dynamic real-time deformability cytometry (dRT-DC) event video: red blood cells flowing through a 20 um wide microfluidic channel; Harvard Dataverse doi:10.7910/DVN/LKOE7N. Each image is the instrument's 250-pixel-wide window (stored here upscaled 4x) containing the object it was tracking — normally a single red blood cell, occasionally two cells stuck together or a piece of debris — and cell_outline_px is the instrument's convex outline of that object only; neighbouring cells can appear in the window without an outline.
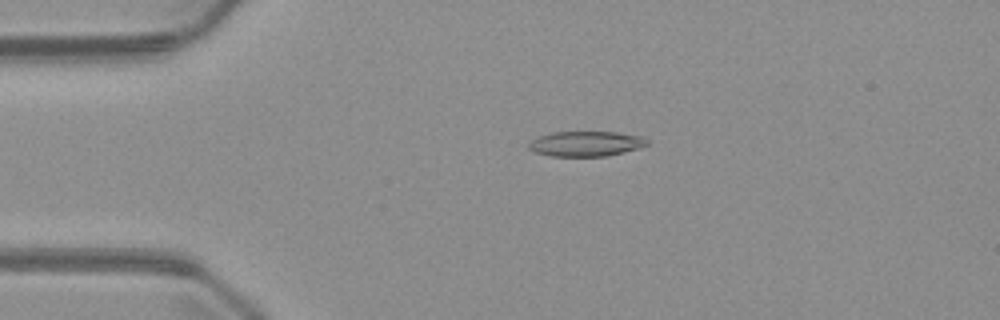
{"species": "common noctule bat (a hibernating species)", "species_latin": "Nyctalus noctula", "temperature_condition": "warm", "stored_images_in_passage": 2, "camera_frame_rate_fps": 3000, "um_per_image_px": 0.085, "animal": {"sex": "male", "body_mass_g": 23.1, "forearm_length_mm": 52.7}, "frame": {"image": 1, "passage_image": 2, "time_ms": 1.333, "image_size_px": [1000, 320], "cell_outline_px": [[648, 144], [640, 148], [608, 156], [552, 156], [536, 152], [528, 148], [528, 144], [532, 140], [540, 136], [552, 132], [616, 132], [644, 136], [648, 140]], "centroid_in_image_um": [49.85, 12.21], "position_along_channel_um": 35.2, "area_um2": 17.34}}